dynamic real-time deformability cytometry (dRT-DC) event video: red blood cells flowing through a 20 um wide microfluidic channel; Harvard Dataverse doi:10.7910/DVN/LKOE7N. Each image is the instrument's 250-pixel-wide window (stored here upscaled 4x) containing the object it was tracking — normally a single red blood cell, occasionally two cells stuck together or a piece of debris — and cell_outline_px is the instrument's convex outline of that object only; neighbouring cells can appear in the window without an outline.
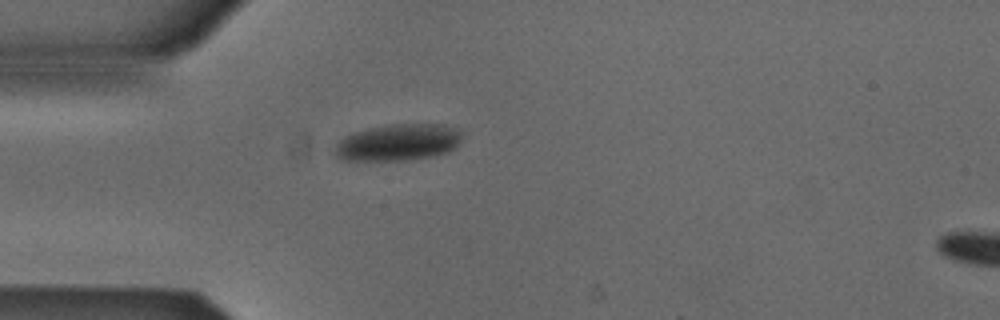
{"species": "Egyptian fruit bat (a non-hibernating species)", "species_latin": "Rousettus aegyptiacus", "temperature_condition": "cold", "stored_images_in_passage": 35, "camera_frame_rate_fps": 3000, "um_per_image_px": 0.085, "animal": {"sex": "male"}, "frame": {"image": 1, "passage_image": 1, "time_ms": 0.0, "image_size_px": [1000, 320], "cell_outline_px": [[464, 132], [460, 144], [456, 148], [448, 152], [436, 156], [404, 160], [344, 160], [336, 156], [336, 144], [344, 136], [352, 132], [368, 128], [388, 124], [444, 124], [460, 128]], "centroid_in_image_um": [33.93, 12.08], "position_along_channel_um": 51.1, "area_um2": 27.69}}
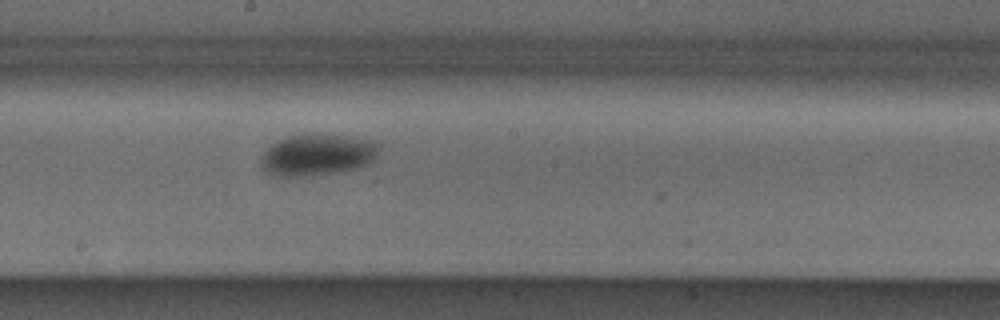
{"frame": {"image": 2, "passage_image": 15, "time_ms": 4.667, "image_size_px": [1000, 320], "cell_outline_px": [[376, 156], [368, 164], [356, 168], [332, 172], [304, 176], [276, 176], [268, 172], [260, 164], [260, 156], [276, 140], [288, 136], [344, 136], [372, 140], [376, 144]], "centroid_in_image_um": [26.91, 13.18], "position_along_channel_um": 221.3, "area_um2": 27.57}}
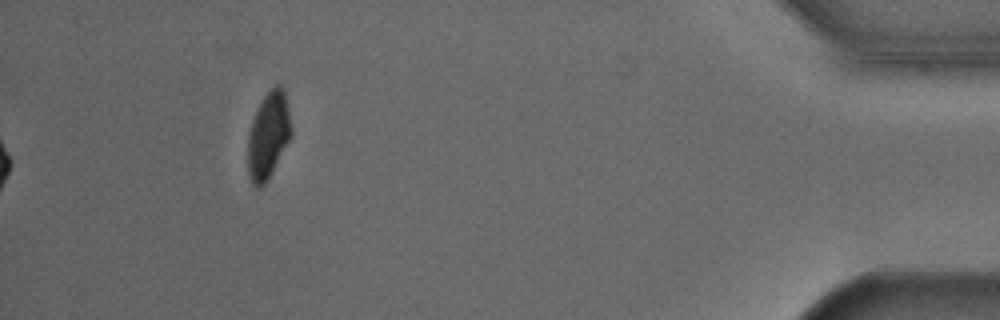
{"frame": {"image": 3, "passage_image": 35, "time_ms": 11.333, "image_size_px": [1000, 320], "cell_outline_px": [[292, 136], [272, 172], [264, 184], [260, 188], [256, 188], [252, 184], [248, 172], [248, 132], [252, 120], [264, 96], [276, 84], [280, 84], [284, 88], [292, 128]], "centroid_in_image_um": [22.82, 11.51], "position_along_channel_um": 412.4, "area_um2": 21.91}, "authors_computed_cell_mechanics": {"area_um2": 27.6284, "velocity_mm_per_s": 3.8537, "shape_relaxation_time_tau1_ms": 5.1534, "shape_relaxation_time_tau2_ms": null, "deformation_change_tau1": 0.0906, "deformation_change_tau2": null}}